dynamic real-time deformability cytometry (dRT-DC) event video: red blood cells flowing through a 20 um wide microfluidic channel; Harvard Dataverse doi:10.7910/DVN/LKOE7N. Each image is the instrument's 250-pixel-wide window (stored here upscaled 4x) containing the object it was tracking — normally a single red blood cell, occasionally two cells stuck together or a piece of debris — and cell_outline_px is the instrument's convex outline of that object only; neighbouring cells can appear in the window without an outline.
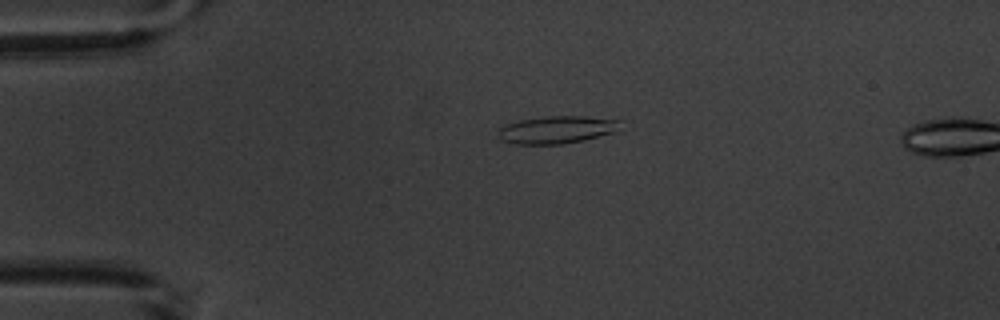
{"species": "common noctule bat (a hibernating species)", "species_latin": "Nyctalus noctula", "temperature_condition": "warm", "stored_images_in_passage": 6, "camera_frame_rate_fps": 3000, "um_per_image_px": 0.085, "animal": {"sex": "male", "body_mass_g": 20.1, "forearm_length_mm": 53.5}, "frame": {"image": 1, "passage_image": 4, "time_ms": 3.333, "image_size_px": [1000, 320], "cell_outline_px": [[624, 120], [616, 132], [584, 140], [564, 144], [516, 144], [500, 140], [496, 136], [500, 128], [508, 124], [520, 120], [548, 116], [584, 116]], "centroid_in_image_um": [47.36, 11.03], "position_along_channel_um": 37.6, "area_um2": 19.77}}